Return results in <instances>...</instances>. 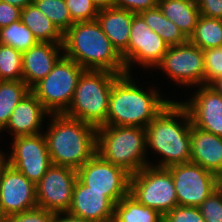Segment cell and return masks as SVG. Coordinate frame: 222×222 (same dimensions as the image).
I'll return each mask as SVG.
<instances>
[{
	"mask_svg": "<svg viewBox=\"0 0 222 222\" xmlns=\"http://www.w3.org/2000/svg\"><path fill=\"white\" fill-rule=\"evenodd\" d=\"M200 15L222 19V0H196Z\"/></svg>",
	"mask_w": 222,
	"mask_h": 222,
	"instance_id": "obj_37",
	"label": "cell"
},
{
	"mask_svg": "<svg viewBox=\"0 0 222 222\" xmlns=\"http://www.w3.org/2000/svg\"><path fill=\"white\" fill-rule=\"evenodd\" d=\"M44 136L52 164L78 170L96 154L94 125L64 114H50Z\"/></svg>",
	"mask_w": 222,
	"mask_h": 222,
	"instance_id": "obj_3",
	"label": "cell"
},
{
	"mask_svg": "<svg viewBox=\"0 0 222 222\" xmlns=\"http://www.w3.org/2000/svg\"><path fill=\"white\" fill-rule=\"evenodd\" d=\"M204 84L210 85L222 76V47L203 50Z\"/></svg>",
	"mask_w": 222,
	"mask_h": 222,
	"instance_id": "obj_32",
	"label": "cell"
},
{
	"mask_svg": "<svg viewBox=\"0 0 222 222\" xmlns=\"http://www.w3.org/2000/svg\"><path fill=\"white\" fill-rule=\"evenodd\" d=\"M73 23L94 21L99 10L91 0H65Z\"/></svg>",
	"mask_w": 222,
	"mask_h": 222,
	"instance_id": "obj_31",
	"label": "cell"
},
{
	"mask_svg": "<svg viewBox=\"0 0 222 222\" xmlns=\"http://www.w3.org/2000/svg\"><path fill=\"white\" fill-rule=\"evenodd\" d=\"M129 193L163 216L178 205L173 177L167 168L148 165L130 175Z\"/></svg>",
	"mask_w": 222,
	"mask_h": 222,
	"instance_id": "obj_8",
	"label": "cell"
},
{
	"mask_svg": "<svg viewBox=\"0 0 222 222\" xmlns=\"http://www.w3.org/2000/svg\"><path fill=\"white\" fill-rule=\"evenodd\" d=\"M20 8L0 1V28L10 25L12 22L20 20Z\"/></svg>",
	"mask_w": 222,
	"mask_h": 222,
	"instance_id": "obj_38",
	"label": "cell"
},
{
	"mask_svg": "<svg viewBox=\"0 0 222 222\" xmlns=\"http://www.w3.org/2000/svg\"><path fill=\"white\" fill-rule=\"evenodd\" d=\"M98 10L115 7L116 0H91Z\"/></svg>",
	"mask_w": 222,
	"mask_h": 222,
	"instance_id": "obj_40",
	"label": "cell"
},
{
	"mask_svg": "<svg viewBox=\"0 0 222 222\" xmlns=\"http://www.w3.org/2000/svg\"><path fill=\"white\" fill-rule=\"evenodd\" d=\"M178 119L184 120L183 122ZM192 122L187 109L171 101L146 127L147 148L163 158L154 167L168 168L191 161L190 131Z\"/></svg>",
	"mask_w": 222,
	"mask_h": 222,
	"instance_id": "obj_1",
	"label": "cell"
},
{
	"mask_svg": "<svg viewBox=\"0 0 222 222\" xmlns=\"http://www.w3.org/2000/svg\"><path fill=\"white\" fill-rule=\"evenodd\" d=\"M4 215L2 214V211L0 210V222H3Z\"/></svg>",
	"mask_w": 222,
	"mask_h": 222,
	"instance_id": "obj_45",
	"label": "cell"
},
{
	"mask_svg": "<svg viewBox=\"0 0 222 222\" xmlns=\"http://www.w3.org/2000/svg\"><path fill=\"white\" fill-rule=\"evenodd\" d=\"M130 76L121 75L113 83L107 125L146 128L171 100L161 99L155 89H148L149 92L142 90Z\"/></svg>",
	"mask_w": 222,
	"mask_h": 222,
	"instance_id": "obj_4",
	"label": "cell"
},
{
	"mask_svg": "<svg viewBox=\"0 0 222 222\" xmlns=\"http://www.w3.org/2000/svg\"><path fill=\"white\" fill-rule=\"evenodd\" d=\"M77 178L90 190L105 192L115 204L130 189V174L97 153L77 170Z\"/></svg>",
	"mask_w": 222,
	"mask_h": 222,
	"instance_id": "obj_10",
	"label": "cell"
},
{
	"mask_svg": "<svg viewBox=\"0 0 222 222\" xmlns=\"http://www.w3.org/2000/svg\"><path fill=\"white\" fill-rule=\"evenodd\" d=\"M63 53L85 70L126 74L121 55L97 20L76 22L63 34Z\"/></svg>",
	"mask_w": 222,
	"mask_h": 222,
	"instance_id": "obj_2",
	"label": "cell"
},
{
	"mask_svg": "<svg viewBox=\"0 0 222 222\" xmlns=\"http://www.w3.org/2000/svg\"><path fill=\"white\" fill-rule=\"evenodd\" d=\"M13 138L9 165L37 184L52 165L44 134Z\"/></svg>",
	"mask_w": 222,
	"mask_h": 222,
	"instance_id": "obj_13",
	"label": "cell"
},
{
	"mask_svg": "<svg viewBox=\"0 0 222 222\" xmlns=\"http://www.w3.org/2000/svg\"><path fill=\"white\" fill-rule=\"evenodd\" d=\"M63 216H65V217H63ZM53 222H95V221L87 220L85 218L76 217V216L69 214L68 212H58V213H55Z\"/></svg>",
	"mask_w": 222,
	"mask_h": 222,
	"instance_id": "obj_39",
	"label": "cell"
},
{
	"mask_svg": "<svg viewBox=\"0 0 222 222\" xmlns=\"http://www.w3.org/2000/svg\"><path fill=\"white\" fill-rule=\"evenodd\" d=\"M76 180V170L52 164L36 184L37 207L55 213L68 212Z\"/></svg>",
	"mask_w": 222,
	"mask_h": 222,
	"instance_id": "obj_14",
	"label": "cell"
},
{
	"mask_svg": "<svg viewBox=\"0 0 222 222\" xmlns=\"http://www.w3.org/2000/svg\"><path fill=\"white\" fill-rule=\"evenodd\" d=\"M156 67L161 68L176 84L186 87L204 84L203 50L189 40L181 45L169 46Z\"/></svg>",
	"mask_w": 222,
	"mask_h": 222,
	"instance_id": "obj_12",
	"label": "cell"
},
{
	"mask_svg": "<svg viewBox=\"0 0 222 222\" xmlns=\"http://www.w3.org/2000/svg\"><path fill=\"white\" fill-rule=\"evenodd\" d=\"M60 49L63 51V44L39 42L22 52V80L30 89L52 71L61 54H64L60 53Z\"/></svg>",
	"mask_w": 222,
	"mask_h": 222,
	"instance_id": "obj_18",
	"label": "cell"
},
{
	"mask_svg": "<svg viewBox=\"0 0 222 222\" xmlns=\"http://www.w3.org/2000/svg\"><path fill=\"white\" fill-rule=\"evenodd\" d=\"M22 52L0 44V80H22Z\"/></svg>",
	"mask_w": 222,
	"mask_h": 222,
	"instance_id": "obj_30",
	"label": "cell"
},
{
	"mask_svg": "<svg viewBox=\"0 0 222 222\" xmlns=\"http://www.w3.org/2000/svg\"><path fill=\"white\" fill-rule=\"evenodd\" d=\"M210 86L222 96V76L213 81Z\"/></svg>",
	"mask_w": 222,
	"mask_h": 222,
	"instance_id": "obj_43",
	"label": "cell"
},
{
	"mask_svg": "<svg viewBox=\"0 0 222 222\" xmlns=\"http://www.w3.org/2000/svg\"><path fill=\"white\" fill-rule=\"evenodd\" d=\"M8 166H9L8 158H6L4 153L0 151V183L2 180L3 173Z\"/></svg>",
	"mask_w": 222,
	"mask_h": 222,
	"instance_id": "obj_42",
	"label": "cell"
},
{
	"mask_svg": "<svg viewBox=\"0 0 222 222\" xmlns=\"http://www.w3.org/2000/svg\"><path fill=\"white\" fill-rule=\"evenodd\" d=\"M163 215L128 193L115 204L113 222H161Z\"/></svg>",
	"mask_w": 222,
	"mask_h": 222,
	"instance_id": "obj_24",
	"label": "cell"
},
{
	"mask_svg": "<svg viewBox=\"0 0 222 222\" xmlns=\"http://www.w3.org/2000/svg\"><path fill=\"white\" fill-rule=\"evenodd\" d=\"M187 102H180L188 111L192 125L222 137V96L210 85H201Z\"/></svg>",
	"mask_w": 222,
	"mask_h": 222,
	"instance_id": "obj_16",
	"label": "cell"
},
{
	"mask_svg": "<svg viewBox=\"0 0 222 222\" xmlns=\"http://www.w3.org/2000/svg\"><path fill=\"white\" fill-rule=\"evenodd\" d=\"M205 222H222V193L216 189L199 206Z\"/></svg>",
	"mask_w": 222,
	"mask_h": 222,
	"instance_id": "obj_33",
	"label": "cell"
},
{
	"mask_svg": "<svg viewBox=\"0 0 222 222\" xmlns=\"http://www.w3.org/2000/svg\"><path fill=\"white\" fill-rule=\"evenodd\" d=\"M38 43L32 31L21 20L0 28V44L11 46L15 50L24 52Z\"/></svg>",
	"mask_w": 222,
	"mask_h": 222,
	"instance_id": "obj_28",
	"label": "cell"
},
{
	"mask_svg": "<svg viewBox=\"0 0 222 222\" xmlns=\"http://www.w3.org/2000/svg\"><path fill=\"white\" fill-rule=\"evenodd\" d=\"M139 15L153 31L161 36L168 46L181 45L188 41L178 26L166 18L158 6L142 11Z\"/></svg>",
	"mask_w": 222,
	"mask_h": 222,
	"instance_id": "obj_25",
	"label": "cell"
},
{
	"mask_svg": "<svg viewBox=\"0 0 222 222\" xmlns=\"http://www.w3.org/2000/svg\"><path fill=\"white\" fill-rule=\"evenodd\" d=\"M55 212L36 207L22 213L4 216L3 222H53Z\"/></svg>",
	"mask_w": 222,
	"mask_h": 222,
	"instance_id": "obj_35",
	"label": "cell"
},
{
	"mask_svg": "<svg viewBox=\"0 0 222 222\" xmlns=\"http://www.w3.org/2000/svg\"><path fill=\"white\" fill-rule=\"evenodd\" d=\"M29 91L23 80H0V132L5 130L14 108Z\"/></svg>",
	"mask_w": 222,
	"mask_h": 222,
	"instance_id": "obj_26",
	"label": "cell"
},
{
	"mask_svg": "<svg viewBox=\"0 0 222 222\" xmlns=\"http://www.w3.org/2000/svg\"><path fill=\"white\" fill-rule=\"evenodd\" d=\"M155 0H116L115 7L128 10L134 14L157 7Z\"/></svg>",
	"mask_w": 222,
	"mask_h": 222,
	"instance_id": "obj_36",
	"label": "cell"
},
{
	"mask_svg": "<svg viewBox=\"0 0 222 222\" xmlns=\"http://www.w3.org/2000/svg\"><path fill=\"white\" fill-rule=\"evenodd\" d=\"M85 71L64 54L52 71L30 91L51 114H63L70 106L79 78Z\"/></svg>",
	"mask_w": 222,
	"mask_h": 222,
	"instance_id": "obj_7",
	"label": "cell"
},
{
	"mask_svg": "<svg viewBox=\"0 0 222 222\" xmlns=\"http://www.w3.org/2000/svg\"><path fill=\"white\" fill-rule=\"evenodd\" d=\"M134 15L128 10L117 7L102 9L98 12L97 22L120 55L128 47Z\"/></svg>",
	"mask_w": 222,
	"mask_h": 222,
	"instance_id": "obj_21",
	"label": "cell"
},
{
	"mask_svg": "<svg viewBox=\"0 0 222 222\" xmlns=\"http://www.w3.org/2000/svg\"><path fill=\"white\" fill-rule=\"evenodd\" d=\"M157 6L187 39L193 35L201 16L196 0H162Z\"/></svg>",
	"mask_w": 222,
	"mask_h": 222,
	"instance_id": "obj_22",
	"label": "cell"
},
{
	"mask_svg": "<svg viewBox=\"0 0 222 222\" xmlns=\"http://www.w3.org/2000/svg\"><path fill=\"white\" fill-rule=\"evenodd\" d=\"M167 169L173 177L180 206L199 207L217 189V176L198 164L182 163Z\"/></svg>",
	"mask_w": 222,
	"mask_h": 222,
	"instance_id": "obj_11",
	"label": "cell"
},
{
	"mask_svg": "<svg viewBox=\"0 0 222 222\" xmlns=\"http://www.w3.org/2000/svg\"><path fill=\"white\" fill-rule=\"evenodd\" d=\"M64 34L74 23L65 0H33L32 2Z\"/></svg>",
	"mask_w": 222,
	"mask_h": 222,
	"instance_id": "obj_29",
	"label": "cell"
},
{
	"mask_svg": "<svg viewBox=\"0 0 222 222\" xmlns=\"http://www.w3.org/2000/svg\"><path fill=\"white\" fill-rule=\"evenodd\" d=\"M191 161L216 176L222 175V137L191 126Z\"/></svg>",
	"mask_w": 222,
	"mask_h": 222,
	"instance_id": "obj_20",
	"label": "cell"
},
{
	"mask_svg": "<svg viewBox=\"0 0 222 222\" xmlns=\"http://www.w3.org/2000/svg\"><path fill=\"white\" fill-rule=\"evenodd\" d=\"M217 189L222 193V175L217 176Z\"/></svg>",
	"mask_w": 222,
	"mask_h": 222,
	"instance_id": "obj_44",
	"label": "cell"
},
{
	"mask_svg": "<svg viewBox=\"0 0 222 222\" xmlns=\"http://www.w3.org/2000/svg\"><path fill=\"white\" fill-rule=\"evenodd\" d=\"M114 210L115 203L105 192L90 190L77 178L69 214L95 222H111Z\"/></svg>",
	"mask_w": 222,
	"mask_h": 222,
	"instance_id": "obj_17",
	"label": "cell"
},
{
	"mask_svg": "<svg viewBox=\"0 0 222 222\" xmlns=\"http://www.w3.org/2000/svg\"><path fill=\"white\" fill-rule=\"evenodd\" d=\"M168 45L139 14L132 19L129 43L121 54L125 64L126 74H131L132 63H139L144 68L156 67L168 49ZM135 61V62H134Z\"/></svg>",
	"mask_w": 222,
	"mask_h": 222,
	"instance_id": "obj_9",
	"label": "cell"
},
{
	"mask_svg": "<svg viewBox=\"0 0 222 222\" xmlns=\"http://www.w3.org/2000/svg\"><path fill=\"white\" fill-rule=\"evenodd\" d=\"M47 114L51 113L29 91L14 108L5 129L12 130L10 134L14 137L43 133L40 129Z\"/></svg>",
	"mask_w": 222,
	"mask_h": 222,
	"instance_id": "obj_19",
	"label": "cell"
},
{
	"mask_svg": "<svg viewBox=\"0 0 222 222\" xmlns=\"http://www.w3.org/2000/svg\"><path fill=\"white\" fill-rule=\"evenodd\" d=\"M165 222H205L199 207L177 205L163 216Z\"/></svg>",
	"mask_w": 222,
	"mask_h": 222,
	"instance_id": "obj_34",
	"label": "cell"
},
{
	"mask_svg": "<svg viewBox=\"0 0 222 222\" xmlns=\"http://www.w3.org/2000/svg\"><path fill=\"white\" fill-rule=\"evenodd\" d=\"M121 75L105 70H85L64 115L94 125L107 126L109 99L113 83Z\"/></svg>",
	"mask_w": 222,
	"mask_h": 222,
	"instance_id": "obj_6",
	"label": "cell"
},
{
	"mask_svg": "<svg viewBox=\"0 0 222 222\" xmlns=\"http://www.w3.org/2000/svg\"><path fill=\"white\" fill-rule=\"evenodd\" d=\"M20 20L39 42L63 44V34L33 3L21 10Z\"/></svg>",
	"mask_w": 222,
	"mask_h": 222,
	"instance_id": "obj_23",
	"label": "cell"
},
{
	"mask_svg": "<svg viewBox=\"0 0 222 222\" xmlns=\"http://www.w3.org/2000/svg\"><path fill=\"white\" fill-rule=\"evenodd\" d=\"M188 40L201 50L222 47V19L201 15Z\"/></svg>",
	"mask_w": 222,
	"mask_h": 222,
	"instance_id": "obj_27",
	"label": "cell"
},
{
	"mask_svg": "<svg viewBox=\"0 0 222 222\" xmlns=\"http://www.w3.org/2000/svg\"><path fill=\"white\" fill-rule=\"evenodd\" d=\"M146 128L135 126H99L96 153L130 175L150 165L146 159Z\"/></svg>",
	"mask_w": 222,
	"mask_h": 222,
	"instance_id": "obj_5",
	"label": "cell"
},
{
	"mask_svg": "<svg viewBox=\"0 0 222 222\" xmlns=\"http://www.w3.org/2000/svg\"><path fill=\"white\" fill-rule=\"evenodd\" d=\"M20 9L25 8L27 5L32 4L33 0H1Z\"/></svg>",
	"mask_w": 222,
	"mask_h": 222,
	"instance_id": "obj_41",
	"label": "cell"
},
{
	"mask_svg": "<svg viewBox=\"0 0 222 222\" xmlns=\"http://www.w3.org/2000/svg\"><path fill=\"white\" fill-rule=\"evenodd\" d=\"M37 207L36 184L10 165L0 183V210L4 216Z\"/></svg>",
	"mask_w": 222,
	"mask_h": 222,
	"instance_id": "obj_15",
	"label": "cell"
}]
</instances>
